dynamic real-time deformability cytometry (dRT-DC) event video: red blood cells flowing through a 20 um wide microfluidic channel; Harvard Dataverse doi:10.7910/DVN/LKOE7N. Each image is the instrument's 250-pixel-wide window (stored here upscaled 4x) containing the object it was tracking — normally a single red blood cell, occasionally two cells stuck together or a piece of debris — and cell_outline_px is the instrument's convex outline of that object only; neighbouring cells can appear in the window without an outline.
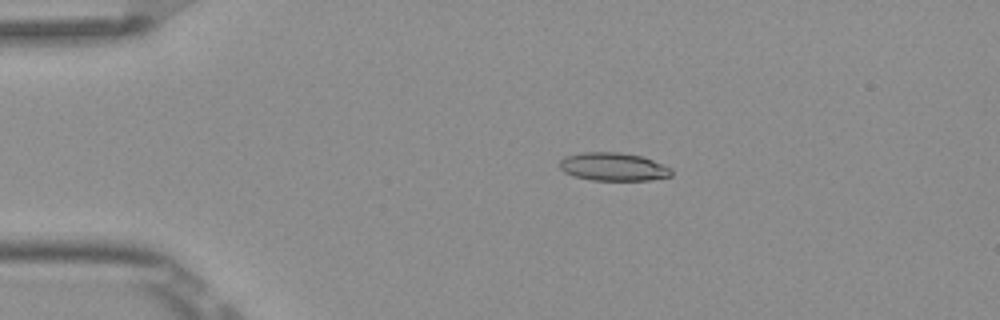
{"species": "Egyptian fruit bat (a non-hibernating species)", "species_latin": "Rousettus aegyptiacus", "temperature_condition": "room temperature", "stored_images_in_passage": 6, "camera_frame_rate_fps": 3000, "um_per_image_px": 0.085, "frame": {"image": 1, "passage_image": 4, "time_ms": 1.0, "image_size_px": [1000, 320], "cell_outline_px": [[672, 176], [648, 180], [592, 180], [576, 176], [564, 172], [560, 168], [560, 160], [564, 156], [584, 152], [620, 152], [640, 156], [652, 160], [672, 168]], "centroid_in_image_um": [52.13, 14.17], "position_along_channel_um": 32.9, "area_um2": 18.26}}
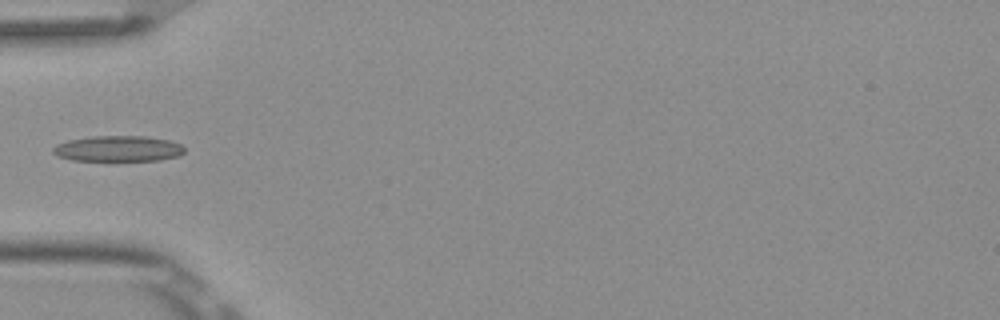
{"frame": {"image": 2, "passage_image": 6, "time_ms": 1.667, "image_size_px": [1000, 320], "cell_outline_px": [[184, 152], [180, 156], [160, 160], [72, 160], [56, 156], [52, 152], [52, 148], [56, 144], [68, 140], [92, 136], [144, 136], [168, 140], [180, 144], [184, 148]], "centroid_in_image_um": [10.02, 12.63], "position_along_channel_um": 75.0, "area_um2": 19.71}}